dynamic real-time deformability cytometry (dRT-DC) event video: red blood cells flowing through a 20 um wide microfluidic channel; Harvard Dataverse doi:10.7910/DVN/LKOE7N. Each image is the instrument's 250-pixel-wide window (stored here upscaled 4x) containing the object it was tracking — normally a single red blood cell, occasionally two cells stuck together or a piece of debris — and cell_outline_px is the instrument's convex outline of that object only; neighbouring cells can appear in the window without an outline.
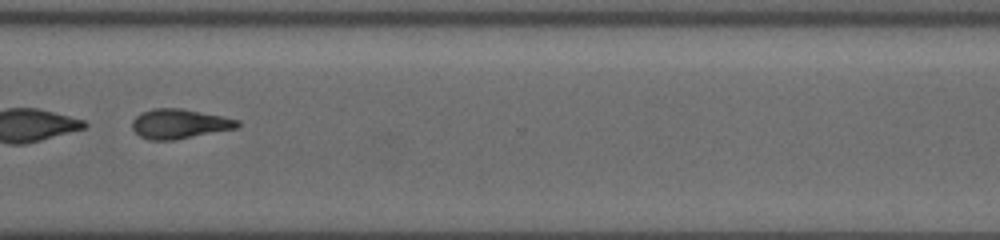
{"species": "common noctule bat (a hibernating species)", "species_latin": "Nyctalus noctula", "temperature_condition": "cold", "stored_images_in_passage": 39, "segment_of_instrument_passage": [2, 2], "camera_frame_rate_fps": 3000, "um_per_image_px": 0.085, "animal": {"sex": "female", "body_mass_g": 19.5, "forearm_length_mm": 54.1}, "frame": {"image": 1, "passage_image": 28, "time_ms": 9.0, "image_size_px": [1000, 240], "cell_outline_px": [[240, 124], [236, 128], [172, 140], [148, 140], [140, 136], [132, 128], [132, 120], [140, 112], [152, 108], [180, 108], [240, 120]], "centroid_in_image_um": [15.2, 10.52], "position_along_channel_um": 355.4, "area_um2": 17.98}}